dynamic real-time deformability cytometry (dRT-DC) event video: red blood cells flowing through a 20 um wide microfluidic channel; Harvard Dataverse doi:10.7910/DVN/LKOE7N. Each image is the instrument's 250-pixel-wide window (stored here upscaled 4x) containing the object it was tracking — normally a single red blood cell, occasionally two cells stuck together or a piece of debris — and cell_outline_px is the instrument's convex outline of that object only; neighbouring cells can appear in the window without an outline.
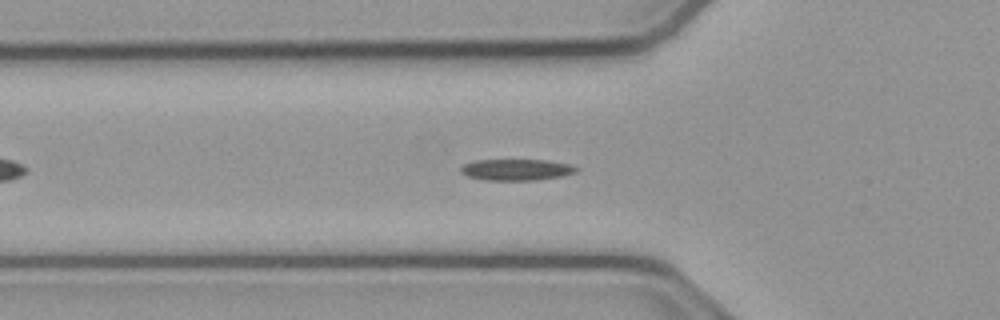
{"species": "common noctule bat (a hibernating species)", "species_latin": "Nyctalus noctula", "temperature_condition": "cold", "stored_images_in_passage": 50, "segment_of_instrument_passage": [1, 2], "camera_frame_rate_fps": 3000, "um_per_image_px": 0.085, "animal": {"sex": "male", "body_mass_g": 23.1, "forearm_length_mm": 52.7}, "frame": {"image": 1, "passage_image": 13, "time_ms": 4.0, "image_size_px": [1000, 320], "cell_outline_px": [[580, 168], [576, 172], [564, 176], [536, 180], [484, 180], [468, 176], [460, 172], [460, 168], [464, 164], [476, 160], [548, 160], [572, 164]], "centroid_in_image_um": [43.95, 14.42], "position_along_channel_um": 81.8, "area_um2": 14.51}}
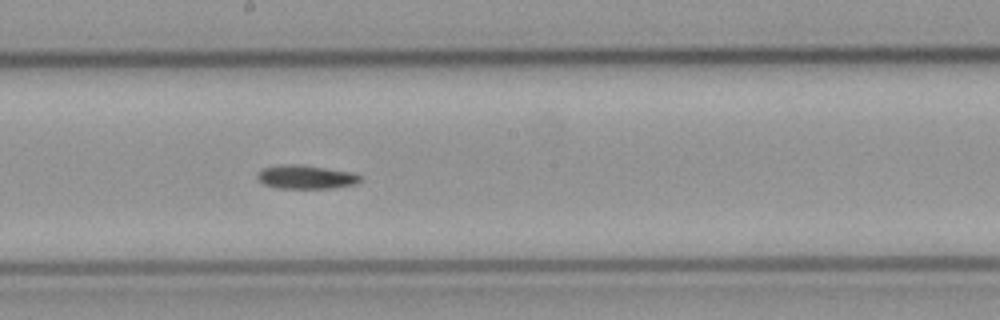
{"frame": {"image": 2, "passage_image": 24, "time_ms": 7.667, "image_size_px": [1000, 320], "cell_outline_px": [[360, 180], [356, 184], [332, 188], [276, 188], [264, 184], [256, 180], [256, 172], [264, 168], [284, 164], [300, 164], [352, 172], [360, 176]], "centroid_in_image_um": [25.95, 15.04], "position_along_channel_um": 222.3, "area_um2": 14.28}}
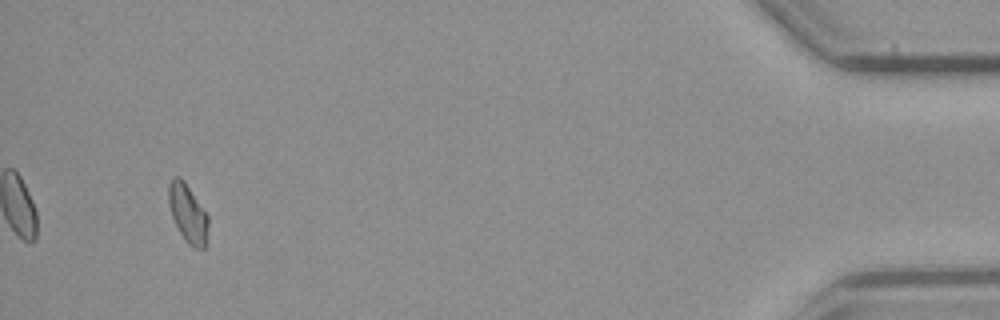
{"frame": {"image": 3, "passage_image": 46, "time_ms": 15.0, "image_size_px": [1000, 320], "cell_outline_px": [[208, 224], [204, 248], [196, 248], [188, 244], [180, 232], [172, 216], [168, 204], [168, 184], [172, 176], [180, 176], [184, 180], [208, 216]], "centroid_in_image_um": [15.93, 18.08], "position_along_channel_um": 419.3, "area_um2": 13.29}}